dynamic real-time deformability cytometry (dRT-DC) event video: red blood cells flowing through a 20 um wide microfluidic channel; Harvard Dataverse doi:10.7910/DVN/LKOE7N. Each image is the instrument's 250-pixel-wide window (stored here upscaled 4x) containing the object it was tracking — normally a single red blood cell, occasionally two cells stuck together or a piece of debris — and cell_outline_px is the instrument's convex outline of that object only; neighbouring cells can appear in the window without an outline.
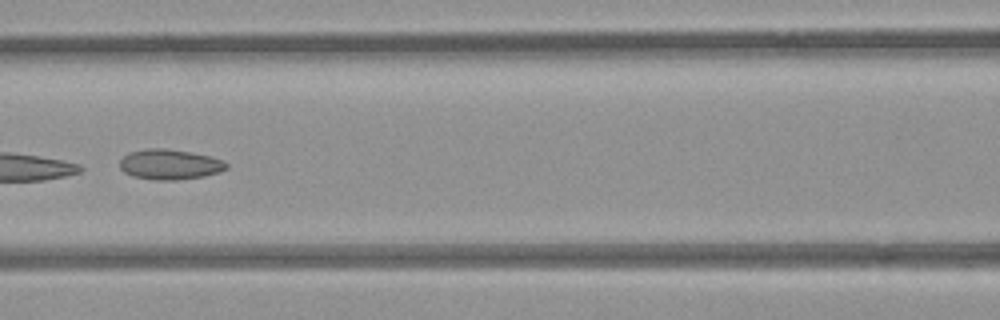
{"species": "common noctule bat (a hibernating species)", "species_latin": "Nyctalus noctula", "temperature_condition": "room temperature", "stored_images_in_passage": 9, "camera_frame_rate_fps": 3000, "um_per_image_px": 0.085, "animal": {"sex": "female", "body_mass_g": 21.9}, "frame": {"image": 1, "passage_image": 6, "time_ms": 1.667, "image_size_px": [1000, 320], "cell_outline_px": [[228, 168], [220, 172], [204, 176], [176, 180], [156, 180], [132, 176], [124, 172], [120, 168], [120, 160], [128, 152], [148, 148], [164, 148], [188, 152], [208, 156], [220, 160], [228, 164]], "centroid_in_image_um": [14.4, 13.98], "position_along_channel_um": 152.2, "area_um2": 18.67}}
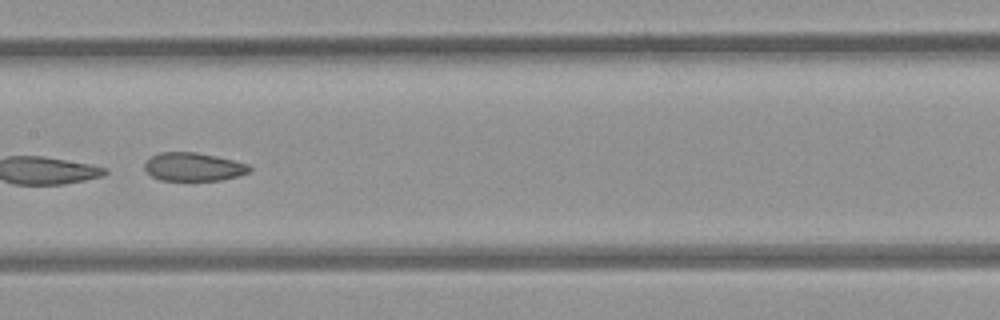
{"frame": {"image": 2, "passage_image": 7, "time_ms": 2.0, "image_size_px": [1000, 320], "cell_outline_px": [[252, 168], [248, 172], [236, 176], [220, 180], [160, 180], [152, 176], [144, 168], [144, 164], [152, 156], [160, 152], [196, 152], [216, 156], [248, 164]], "centroid_in_image_um": [16.43, 14.18], "position_along_channel_um": 191.0, "area_um2": 17.11}}
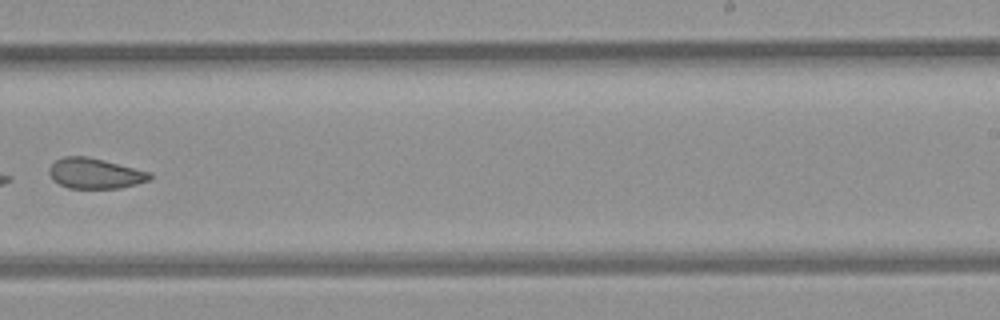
{"frame": {"image": 3, "passage_image": 9, "time_ms": 2.667, "image_size_px": [1000, 320], "cell_outline_px": [[152, 180], [120, 188], [68, 188], [52, 180], [48, 172], [48, 168], [56, 160], [64, 156], [84, 156], [152, 172]], "centroid_in_image_um": [8.07, 14.75], "position_along_channel_um": 280.9, "area_um2": 17.8}}